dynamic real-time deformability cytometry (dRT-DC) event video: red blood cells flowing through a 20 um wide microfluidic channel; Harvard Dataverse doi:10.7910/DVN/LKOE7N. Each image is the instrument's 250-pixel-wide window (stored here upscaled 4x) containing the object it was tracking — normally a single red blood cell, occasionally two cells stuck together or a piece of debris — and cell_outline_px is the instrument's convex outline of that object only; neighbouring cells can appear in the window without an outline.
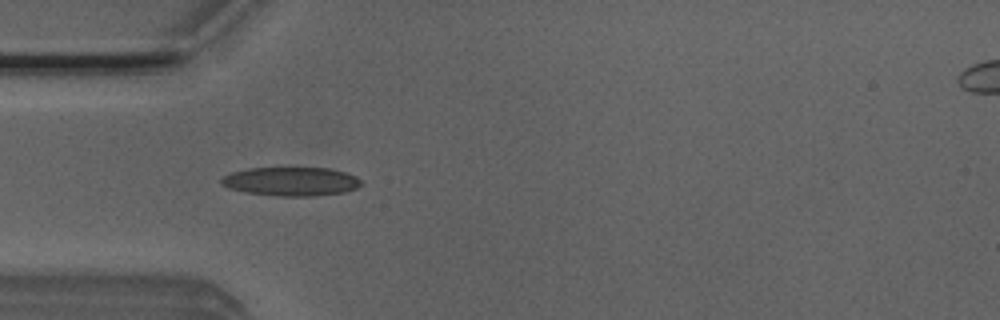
{"species": "Egyptian fruit bat (a non-hibernating species)", "species_latin": "Rousettus aegyptiacus", "temperature_condition": "room temperature", "stored_images_in_passage": 8, "camera_frame_rate_fps": 3000, "um_per_image_px": 0.085, "animal": {"sex": "male"}, "frame": {"image": 1, "passage_image": 2, "time_ms": 0.333, "image_size_px": [1000, 320], "cell_outline_px": [[364, 184], [356, 188], [344, 192], [316, 196], [276, 196], [244, 192], [228, 188], [220, 184], [220, 180], [224, 176], [232, 172], [248, 168], [328, 168], [344, 172], [356, 176]], "centroid_in_image_um": [24.73, 15.43], "position_along_channel_um": 60.3, "area_um2": 23.58}}
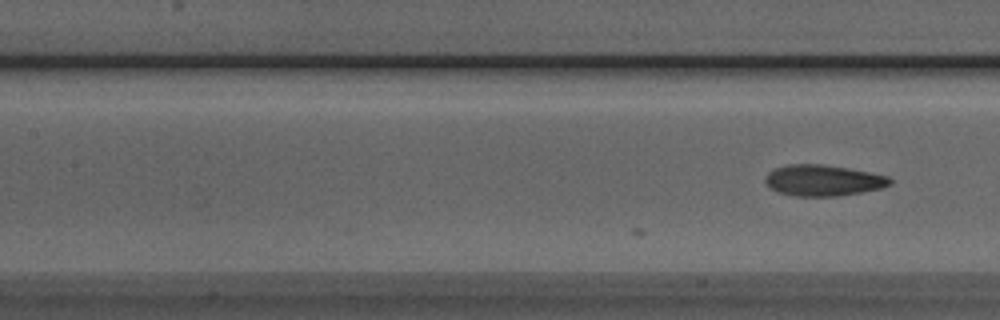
{"frame": {"image": 2, "passage_image": 8, "time_ms": 2.333, "image_size_px": [1000, 320], "cell_outline_px": [[892, 184], [884, 188], [836, 196], [796, 196], [776, 192], [764, 180], [764, 176], [768, 172], [776, 168], [788, 164], [820, 164], [848, 168], [888, 176], [892, 180]], "centroid_in_image_um": [69.97, 15.33], "position_along_channel_um": 137.4, "area_um2": 22.54}}